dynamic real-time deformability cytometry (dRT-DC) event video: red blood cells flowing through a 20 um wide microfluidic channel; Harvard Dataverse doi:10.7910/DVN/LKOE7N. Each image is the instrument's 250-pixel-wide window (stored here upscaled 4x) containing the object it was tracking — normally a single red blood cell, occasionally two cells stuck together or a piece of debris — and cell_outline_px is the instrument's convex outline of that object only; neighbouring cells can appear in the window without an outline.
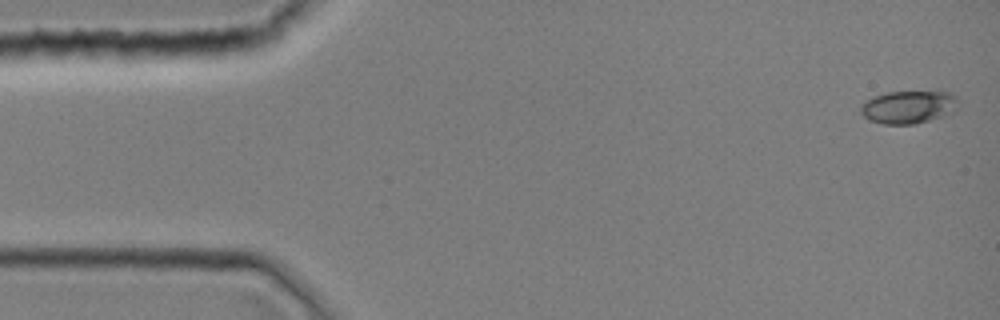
{"species": "common noctule bat (a hibernating species)", "species_latin": "Nyctalus noctula", "temperature_condition": "room temperature", "stored_images_in_passage": 3, "camera_frame_rate_fps": 3000, "um_per_image_px": 0.085, "animal": {"sex": "female", "body_mass_g": 19.0, "forearm_length_mm": 51.5}, "frame": {"image": 1, "passage_image": 1, "time_ms": 0.0, "image_size_px": [1000, 320], "cell_outline_px": [[960, 100], [956, 108], [952, 112], [944, 116], [916, 124], [884, 124], [868, 120], [860, 112], [860, 104], [864, 100], [872, 96], [888, 92], [936, 88], [948, 92], [956, 96]], "centroid_in_image_um": [77.25, 9.04], "position_along_channel_um": 7.7, "area_um2": 19.77}}